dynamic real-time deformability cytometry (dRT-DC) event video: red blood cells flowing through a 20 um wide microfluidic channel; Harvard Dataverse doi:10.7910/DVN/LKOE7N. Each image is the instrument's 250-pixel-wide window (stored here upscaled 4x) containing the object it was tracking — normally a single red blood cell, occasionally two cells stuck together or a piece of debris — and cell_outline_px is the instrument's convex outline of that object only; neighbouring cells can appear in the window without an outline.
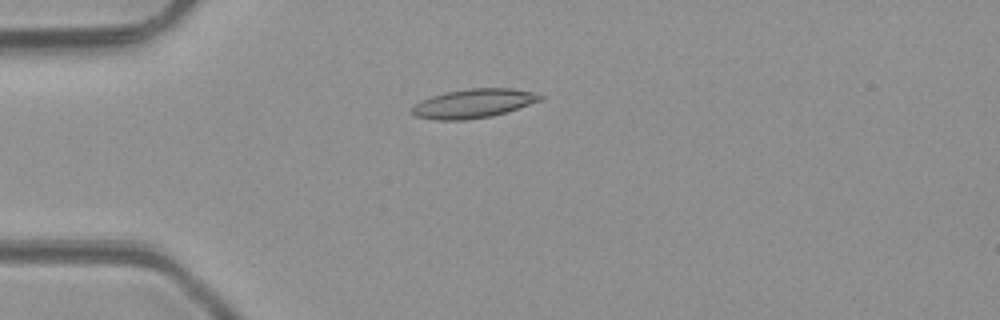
{"species": "common noctule bat (a hibernating species)", "species_latin": "Nyctalus noctula", "temperature_condition": "room temperature", "stored_images_in_passage": 1, "camera_frame_rate_fps": 3000, "um_per_image_px": 0.085, "animal": {"sex": "male", "body_mass_g": 23.1, "forearm_length_mm": 52.7}, "frame": {"image": 1, "passage_image": 1, "time_ms": 0.0, "image_size_px": [1000, 320], "cell_outline_px": [[544, 100], [492, 116], [464, 120], [440, 120], [416, 116], [408, 112], [416, 104], [432, 96], [448, 92], [468, 88], [512, 88], [532, 92], [544, 96]], "centroid_in_image_um": [40.28, 8.79], "position_along_channel_um": 44.7, "area_um2": 21.5}}